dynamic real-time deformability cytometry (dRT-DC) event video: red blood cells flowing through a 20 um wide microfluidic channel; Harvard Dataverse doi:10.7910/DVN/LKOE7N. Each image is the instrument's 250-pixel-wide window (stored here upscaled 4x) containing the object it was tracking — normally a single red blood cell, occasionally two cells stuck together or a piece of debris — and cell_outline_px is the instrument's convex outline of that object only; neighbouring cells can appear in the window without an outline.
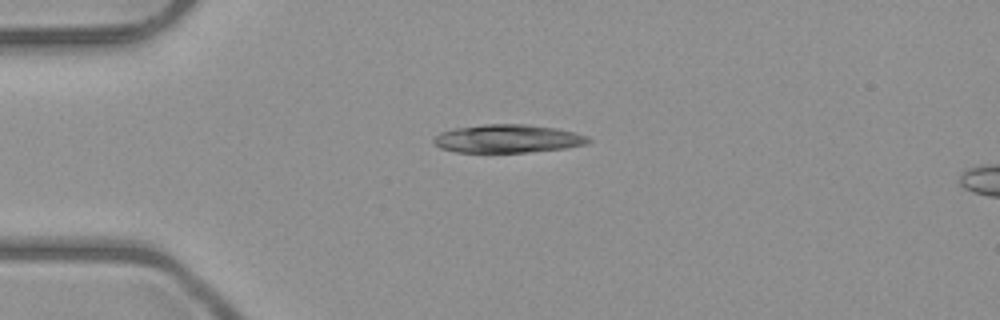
{"species": "common noctule bat (a hibernating species)", "species_latin": "Nyctalus noctula", "temperature_condition": "room temperature", "stored_images_in_passage": 1, "camera_frame_rate_fps": 3000, "um_per_image_px": 0.085, "animal": {"sex": "male", "body_mass_g": 23.1, "forearm_length_mm": 52.7}, "frame": {"image": 1, "passage_image": 1, "time_ms": 0.0, "image_size_px": [1000, 320], "cell_outline_px": [[592, 140], [584, 144], [564, 148], [528, 152], [456, 152], [440, 148], [432, 144], [432, 140], [440, 132], [452, 128], [484, 124], [528, 124], [556, 128], [576, 132], [588, 136]], "centroid_in_image_um": [43.12, 11.78], "position_along_channel_um": 41.9, "area_um2": 25.61}}